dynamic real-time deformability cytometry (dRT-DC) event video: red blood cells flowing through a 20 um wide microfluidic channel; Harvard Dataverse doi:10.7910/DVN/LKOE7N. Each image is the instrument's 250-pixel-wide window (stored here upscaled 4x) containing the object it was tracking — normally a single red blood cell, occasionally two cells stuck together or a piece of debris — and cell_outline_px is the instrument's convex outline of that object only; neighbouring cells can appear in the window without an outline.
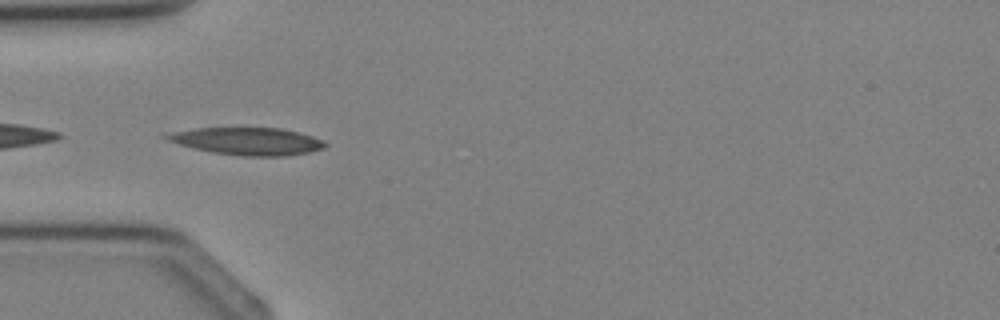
{"species": "Egyptian fruit bat (a non-hibernating species)", "species_latin": "Rousettus aegyptiacus", "temperature_condition": "cold", "stored_images_in_passage": 4, "camera_frame_rate_fps": 3000, "um_per_image_px": 0.085, "animal": {"sex": "female"}, "frame": {"image": 1, "passage_image": 3, "time_ms": 2.333, "image_size_px": [1000, 320], "cell_outline_px": [[328, 144], [324, 148], [308, 152], [284, 156], [244, 156], [216, 152], [196, 148], [180, 144], [168, 140], [160, 136], [164, 132], [196, 128], [280, 128], [312, 136], [324, 140]], "centroid_in_image_um": [21.0, 11.99], "position_along_channel_um": 64.0, "area_um2": 25.14}}
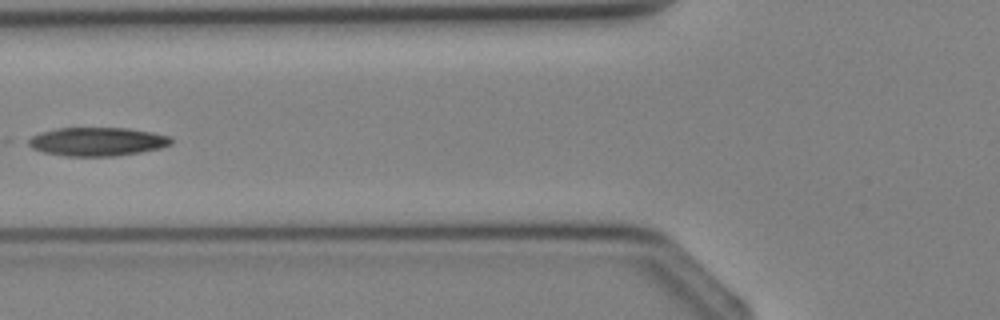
{"frame": {"image": 2, "passage_image": 4, "time_ms": 3.333, "image_size_px": [1000, 320], "cell_outline_px": [[172, 144], [160, 148], [140, 152], [112, 156], [68, 156], [44, 152], [32, 148], [24, 140], [40, 132], [56, 128], [128, 128], [152, 132], [172, 136]], "centroid_in_image_um": [8.26, 12.03], "position_along_channel_um": 117.5, "area_um2": 23.87}}